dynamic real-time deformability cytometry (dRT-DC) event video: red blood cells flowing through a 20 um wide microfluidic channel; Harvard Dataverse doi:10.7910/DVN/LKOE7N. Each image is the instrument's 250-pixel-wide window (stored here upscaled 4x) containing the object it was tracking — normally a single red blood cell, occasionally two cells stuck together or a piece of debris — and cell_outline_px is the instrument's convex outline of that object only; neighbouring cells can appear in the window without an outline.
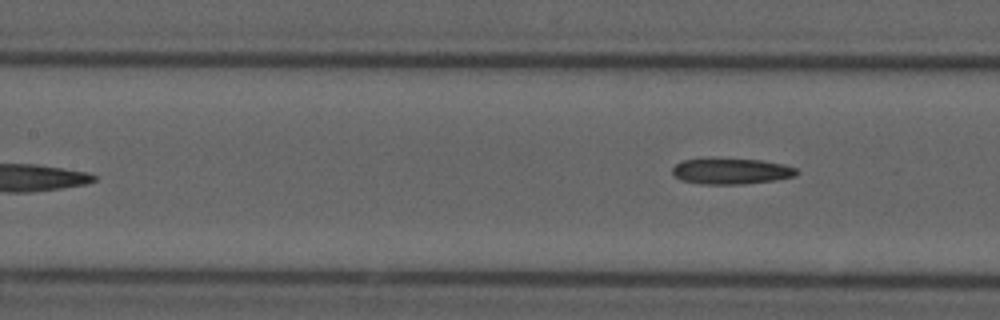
{"species": "common noctule bat (a hibernating species)", "species_latin": "Nyctalus noctula", "temperature_condition": "cold", "stored_images_in_passage": 7, "camera_frame_rate_fps": 3000, "um_per_image_px": 0.085, "animal": {"sex": "male", "forearm_length_mm": 52.5}, "frame": {"image": 1, "passage_image": 7, "time_ms": 7.333, "image_size_px": [1000, 320], "cell_outline_px": [[800, 172], [796, 176], [776, 180], [744, 184], [704, 184], [680, 180], [672, 172], [672, 168], [680, 160], [712, 156], [760, 160], [784, 164], [796, 168]], "centroid_in_image_um": [62.13, 14.51], "position_along_channel_um": 145.3, "area_um2": 19.54}}